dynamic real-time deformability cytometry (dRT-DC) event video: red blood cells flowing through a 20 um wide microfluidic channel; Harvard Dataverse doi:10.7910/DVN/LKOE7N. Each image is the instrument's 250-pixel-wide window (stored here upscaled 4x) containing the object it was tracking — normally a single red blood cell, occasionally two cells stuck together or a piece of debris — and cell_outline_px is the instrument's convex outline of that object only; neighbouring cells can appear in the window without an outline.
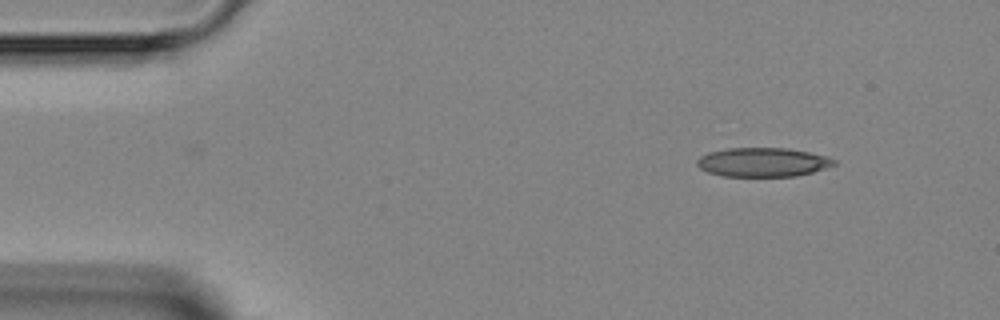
{"species": "Egyptian fruit bat (a non-hibernating species)", "species_latin": "Rousettus aegyptiacus", "temperature_condition": "room temperature", "stored_images_in_passage": 4, "camera_frame_rate_fps": 3000, "um_per_image_px": 0.085, "animal": {"sex": "female"}, "frame": {"image": 1, "passage_image": 4, "time_ms": 4.333, "image_size_px": [1000, 320], "cell_outline_px": [[836, 164], [812, 172], [796, 176], [724, 176], [708, 172], [700, 168], [696, 164], [696, 160], [700, 156], [708, 152], [728, 148], [788, 148], [828, 156], [836, 160]], "centroid_in_image_um": [64.83, 13.78], "position_along_channel_um": 20.2, "area_um2": 23.18}}